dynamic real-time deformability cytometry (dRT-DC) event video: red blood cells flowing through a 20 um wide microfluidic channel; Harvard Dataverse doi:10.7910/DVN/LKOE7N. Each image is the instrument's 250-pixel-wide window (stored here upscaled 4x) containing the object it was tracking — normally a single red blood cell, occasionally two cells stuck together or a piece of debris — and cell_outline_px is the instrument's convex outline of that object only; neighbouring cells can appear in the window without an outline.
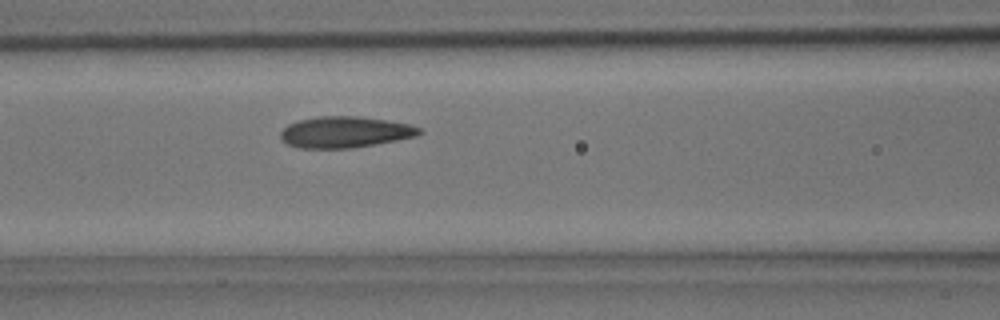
{"species": "common noctule bat (a hibernating species)", "species_latin": "Nyctalus noctula", "temperature_condition": "room temperature", "stored_images_in_passage": 6, "camera_frame_rate_fps": 3000, "um_per_image_px": 0.085, "animal": {"sex": "male", "body_mass_g": 15.6}, "frame": {"image": 1, "passage_image": 5, "time_ms": 1.333, "image_size_px": [1000, 320], "cell_outline_px": [[424, 132], [416, 136], [376, 144], [352, 148], [300, 148], [288, 144], [280, 136], [280, 132], [288, 124], [300, 120], [316, 116], [360, 116], [388, 120], [408, 124], [420, 128]], "centroid_in_image_um": [29.34, 11.22], "position_along_channel_um": 137.3, "area_um2": 25.2}}